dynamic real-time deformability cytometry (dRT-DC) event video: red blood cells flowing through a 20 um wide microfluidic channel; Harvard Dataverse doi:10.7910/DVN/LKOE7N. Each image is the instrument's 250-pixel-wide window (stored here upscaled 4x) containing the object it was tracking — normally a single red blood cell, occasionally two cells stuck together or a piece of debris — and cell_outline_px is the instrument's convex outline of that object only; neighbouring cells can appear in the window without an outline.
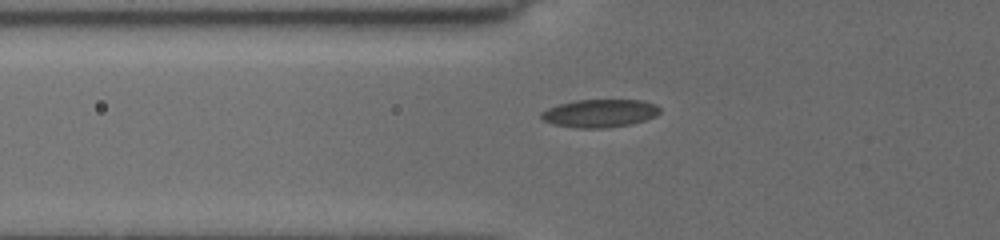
{"species": "common noctule bat (a hibernating species)", "species_latin": "Nyctalus noctula", "temperature_condition": "cold", "stored_images_in_passage": 30, "camera_frame_rate_fps": 3000, "um_per_image_px": 0.085, "animal": {"sex": "female", "body_mass_g": 19.5, "forearm_length_mm": 54.1}, "frame": {"image": 1, "passage_image": 5, "time_ms": 1.667, "image_size_px": [1000, 240], "cell_outline_px": [[660, 112], [656, 116], [632, 124], [604, 128], [580, 128], [552, 124], [544, 120], [540, 116], [540, 112], [548, 108], [560, 104], [576, 100], [640, 100], [656, 104], [660, 108]], "centroid_in_image_um": [50.99, 9.63], "position_along_channel_um": 74.8, "area_um2": 19.31}}
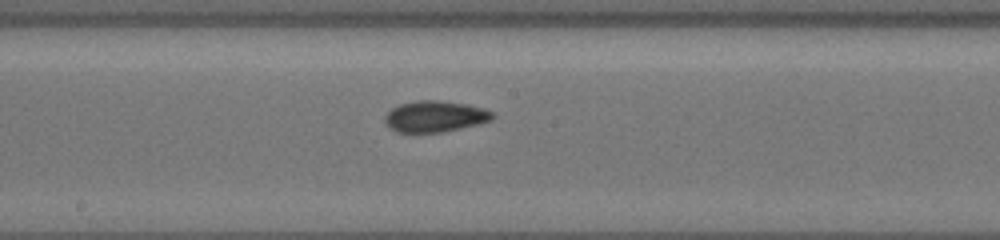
{"frame": {"image": 2, "passage_image": 15, "time_ms": 5.333, "image_size_px": [1000, 240], "cell_outline_px": [[496, 116], [492, 120], [480, 124], [440, 132], [396, 132], [384, 120], [384, 116], [392, 108], [400, 104], [416, 100], [440, 100], [468, 104], [484, 108], [496, 112]], "centroid_in_image_um": [37.04, 9.88], "position_along_channel_um": 211.2, "area_um2": 19.71}}
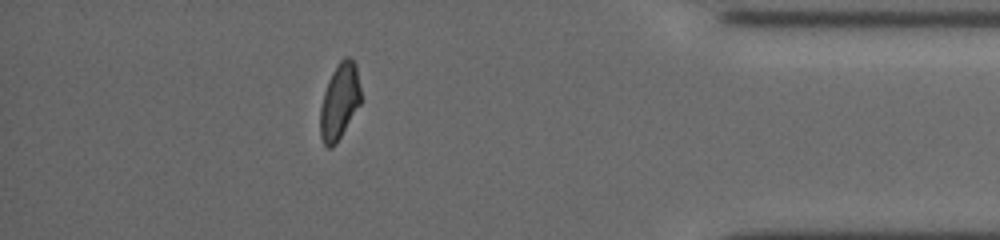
{"frame": {"image": 3, "passage_image": 26, "time_ms": 11.333, "image_size_px": [1000, 240], "cell_outline_px": [[360, 104], [336, 144], [332, 148], [328, 148], [324, 144], [320, 136], [320, 108], [324, 92], [328, 80], [332, 72], [340, 60], [344, 56], [348, 56], [356, 64], [360, 88]], "centroid_in_image_um": [28.84, 8.62], "position_along_channel_um": 406.4, "area_um2": 17.92}, "authors_computed_cell_mechanics": {"area_um2": 18.6694, "velocity_mm_per_s": 3.7651, "shape_relaxation_time_tau1_ms": null, "shape_relaxation_time_tau2_ms": 1.654, "deformation_change_tau1": null, "deformation_change_tau2": 0.0565}}